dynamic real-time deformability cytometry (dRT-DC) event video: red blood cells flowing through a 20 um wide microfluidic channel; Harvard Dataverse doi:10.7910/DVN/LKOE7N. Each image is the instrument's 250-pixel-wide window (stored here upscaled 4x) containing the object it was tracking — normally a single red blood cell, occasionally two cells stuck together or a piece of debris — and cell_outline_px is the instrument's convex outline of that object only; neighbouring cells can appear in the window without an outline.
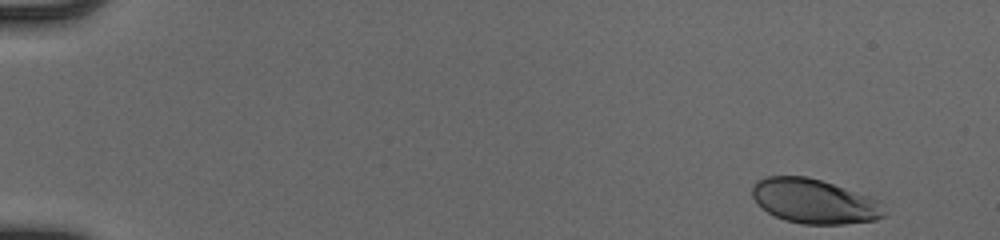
{"species": "human", "species_latin": "Homo sapiens", "temperature_condition": "cold", "stored_images_in_passage": 48, "camera_frame_rate_fps": 3000, "um_per_image_px": 0.085, "donor": {"sex": "male"}, "frame": {"image": 1, "passage_image": 1, "time_ms": 0.0, "image_size_px": [1000, 240], "cell_outline_px": [[884, 216], [876, 220], [844, 224], [800, 224], [784, 220], [768, 212], [756, 204], [752, 196], [752, 184], [756, 180], [764, 176], [808, 176], [872, 196], [880, 200]], "centroid_in_image_um": [69.19, 17.09], "position_along_channel_um": 15.8, "area_um2": 34.62}}
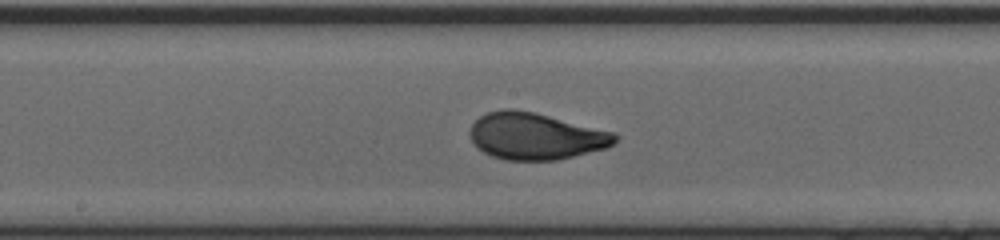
{"frame": {"image": 2, "passage_image": 26, "time_ms": 8.333, "image_size_px": [1000, 240], "cell_outline_px": [[620, 136], [608, 148], [556, 160], [504, 160], [492, 156], [476, 148], [472, 144], [468, 132], [472, 124], [480, 116], [488, 112], [504, 108], [512, 108], [536, 112], [616, 132]], "centroid_in_image_um": [45.52, 11.56], "position_along_channel_um": 202.7, "area_um2": 40.11}}
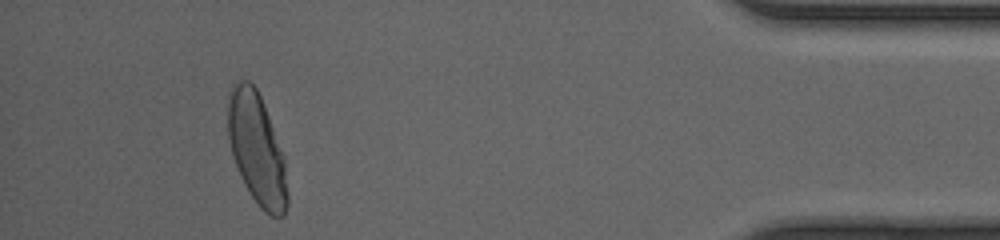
{"frame": {"image": 3, "passage_image": 45, "time_ms": 14.667, "image_size_px": [1000, 240], "cell_outline_px": [[288, 204], [284, 216], [272, 216], [264, 212], [260, 208], [244, 184], [240, 176], [232, 152], [228, 136], [228, 92], [232, 80], [248, 80], [256, 88], [260, 96], [268, 116], [284, 160], [288, 192]], "centroid_in_image_um": [21.81, 12.65], "position_along_channel_um": 413.4, "area_um2": 38.32}, "authors_computed_cell_mechanics": {"area_um2": 38.3503, "velocity_mm_per_s": 4.1241, "shape_relaxation_time_tau1_ms": 3.3856, "shape_relaxation_time_tau2_ms": null, "deformation_change_tau1": 0.1836, "deformation_change_tau2": null}}